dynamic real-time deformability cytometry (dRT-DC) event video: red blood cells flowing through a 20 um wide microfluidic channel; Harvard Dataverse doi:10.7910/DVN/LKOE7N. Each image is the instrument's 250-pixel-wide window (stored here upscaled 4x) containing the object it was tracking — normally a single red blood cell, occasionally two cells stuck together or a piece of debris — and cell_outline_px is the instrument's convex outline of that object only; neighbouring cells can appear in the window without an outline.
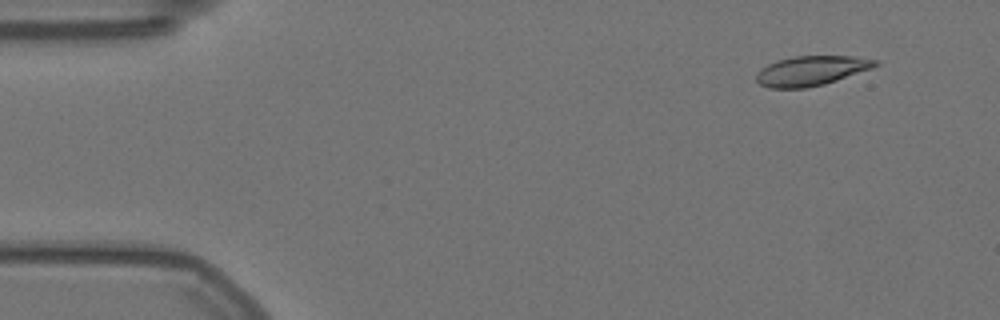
{"species": "Egyptian fruit bat (a non-hibernating species)", "species_latin": "Rousettus aegyptiacus", "temperature_condition": "warm", "stored_images_in_passage": 57, "camera_frame_rate_fps": 3000, "um_per_image_px": 0.085, "animal": {"sex": "female"}, "frame": {"image": 1, "passage_image": 5, "time_ms": 1.333, "image_size_px": [1000, 320], "cell_outline_px": [[880, 64], [872, 68], [824, 84], [804, 88], [768, 88], [760, 84], [756, 80], [756, 72], [760, 68], [776, 60], [792, 56], [852, 56], [880, 60]], "centroid_in_image_um": [68.93, 6.0], "position_along_channel_um": 16.1, "area_um2": 20.69}}
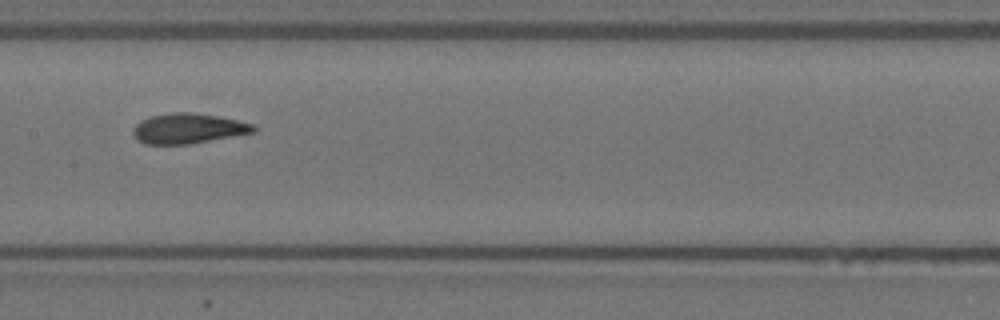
{"frame": {"image": 2, "passage_image": 28, "time_ms": 9.0, "image_size_px": [1000, 320], "cell_outline_px": [[256, 132], [188, 144], [144, 144], [136, 140], [132, 132], [132, 128], [140, 120], [148, 116], [172, 112], [192, 112], [216, 116], [236, 120], [252, 124], [256, 128]], "centroid_in_image_um": [15.93, 10.92], "position_along_channel_um": 191.5, "area_um2": 21.21}}
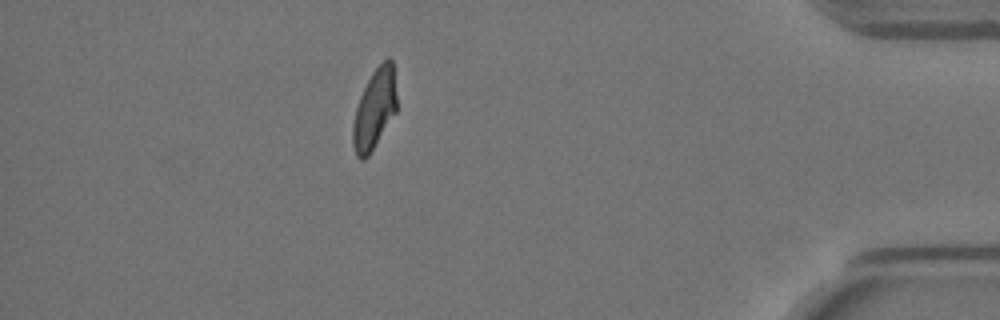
{"frame": {"image": 3, "passage_image": 50, "time_ms": 16.333, "image_size_px": [1000, 320], "cell_outline_px": [[396, 112], [368, 156], [364, 160], [360, 160], [356, 156], [352, 144], [352, 124], [356, 108], [360, 96], [372, 72], [388, 56], [392, 60], [396, 96]], "centroid_in_image_um": [31.81, 9.3], "position_along_channel_um": 403.4, "area_um2": 20.29}, "authors_computed_cell_mechanics": {"area_um2": 21.1548, "velocity_mm_per_s": 3.5503, "shape_relaxation_time_tau1_ms": 7.9348, "shape_relaxation_time_tau2_ms": 2.0587, "deformation_change_tau1": 0.2254, "deformation_change_tau2": 0.0563}}